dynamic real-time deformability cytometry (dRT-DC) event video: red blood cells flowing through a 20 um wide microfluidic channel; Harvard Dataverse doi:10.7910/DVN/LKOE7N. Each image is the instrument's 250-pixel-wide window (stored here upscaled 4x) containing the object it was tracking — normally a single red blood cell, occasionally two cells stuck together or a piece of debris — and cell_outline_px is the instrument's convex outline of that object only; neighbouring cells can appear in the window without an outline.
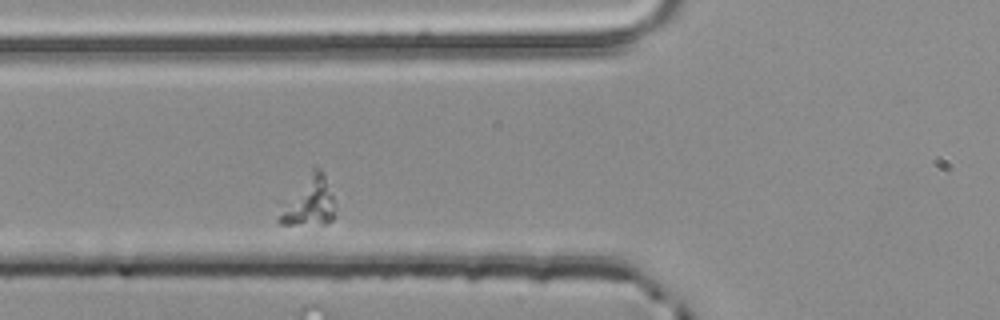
{"species": "common noctule bat (a hibernating species)", "species_latin": "Nyctalus noctula", "temperature_condition": "room temperature", "stored_images_in_passage": 5, "segment_of_instrument_passage": [2, 2], "camera_frame_rate_fps": 3000, "um_per_image_px": 0.085, "animal": {"sex": "male", "body_mass_g": 20.4}, "frame": {"image": 1, "passage_image": 5, "time_ms": 1.333, "image_size_px": [1000, 320], "cell_outline_px": [[336, 216], [332, 220], [324, 224], [280, 224], [276, 220], [312, 164], [316, 164], [320, 168], [324, 176], [332, 196]], "centroid_in_image_um": [26.32, 17.11], "position_along_channel_um": 99.5, "area_um2": 15.61}}